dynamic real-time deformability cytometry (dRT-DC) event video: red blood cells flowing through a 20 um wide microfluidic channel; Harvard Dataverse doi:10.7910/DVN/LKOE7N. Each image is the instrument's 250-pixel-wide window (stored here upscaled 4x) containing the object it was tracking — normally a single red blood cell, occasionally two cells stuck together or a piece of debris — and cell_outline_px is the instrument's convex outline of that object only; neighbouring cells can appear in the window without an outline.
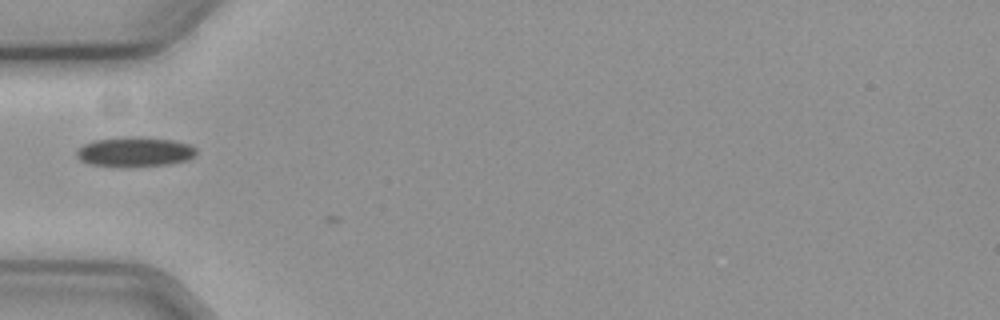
{"species": "common noctule bat (a hibernating species)", "species_latin": "Nyctalus noctula", "temperature_condition": "cold", "stored_images_in_passage": 2, "camera_frame_rate_fps": 3000, "um_per_image_px": 0.085, "animal": {"sex": "female", "body_mass_g": 19.3, "forearm_length_mm": 54.1}, "frame": {"image": 1, "passage_image": 1, "time_ms": 0.0, "image_size_px": [1000, 320], "cell_outline_px": [[196, 156], [188, 160], [172, 164], [88, 164], [80, 160], [76, 156], [76, 152], [84, 144], [92, 140], [120, 136], [140, 136], [172, 140], [188, 144], [196, 148]], "centroid_in_image_um": [11.48, 12.85], "position_along_channel_um": 73.5, "area_um2": 20.23}}